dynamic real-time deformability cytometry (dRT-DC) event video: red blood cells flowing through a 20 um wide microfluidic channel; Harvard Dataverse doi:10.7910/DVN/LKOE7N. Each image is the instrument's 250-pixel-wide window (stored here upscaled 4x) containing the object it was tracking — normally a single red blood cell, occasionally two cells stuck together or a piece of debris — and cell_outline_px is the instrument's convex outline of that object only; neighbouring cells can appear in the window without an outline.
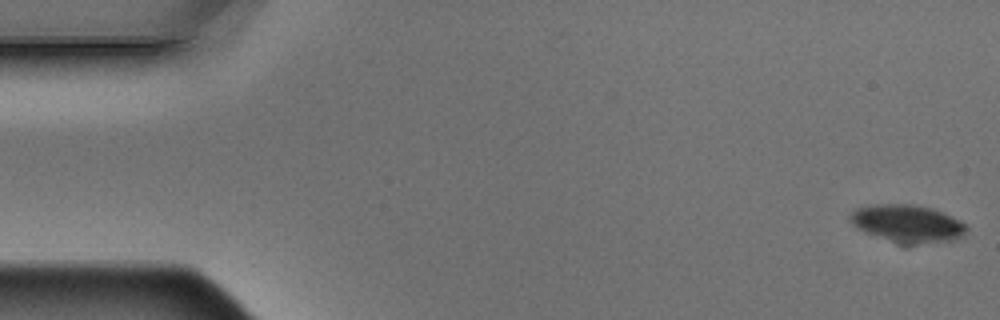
{"species": "Egyptian fruit bat (a non-hibernating species)", "species_latin": "Rousettus aegyptiacus", "temperature_condition": "warm", "stored_images_in_passage": 6, "camera_frame_rate_fps": 3000, "um_per_image_px": 0.085, "animal": {"sex": "male"}, "frame": {"image": 1, "passage_image": 1, "time_ms": 0.0, "image_size_px": [1000, 320], "cell_outline_px": [[968, 228], [960, 236], [952, 240], [916, 244], [896, 244], [864, 232], [856, 228], [848, 220], [848, 216], [856, 208], [876, 204], [912, 204], [932, 208], [960, 220]], "centroid_in_image_um": [77.06, 19.0], "position_along_channel_um": 7.9, "area_um2": 25.55}}
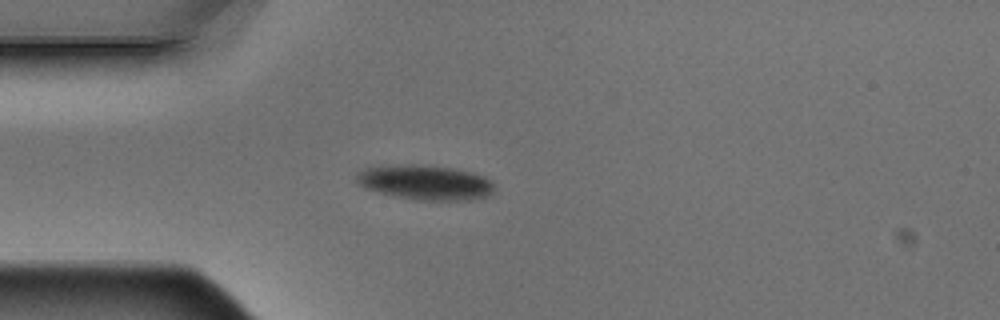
{"frame": {"image": 2, "passage_image": 5, "time_ms": 1.333, "image_size_px": [1000, 320], "cell_outline_px": [[492, 192], [488, 196], [472, 200], [416, 200], [396, 196], [364, 188], [356, 184], [356, 172], [364, 168], [392, 164], [416, 164], [456, 168], [472, 172], [484, 176], [492, 180]], "centroid_in_image_um": [36.11, 15.49], "position_along_channel_um": 48.9, "area_um2": 28.32}}